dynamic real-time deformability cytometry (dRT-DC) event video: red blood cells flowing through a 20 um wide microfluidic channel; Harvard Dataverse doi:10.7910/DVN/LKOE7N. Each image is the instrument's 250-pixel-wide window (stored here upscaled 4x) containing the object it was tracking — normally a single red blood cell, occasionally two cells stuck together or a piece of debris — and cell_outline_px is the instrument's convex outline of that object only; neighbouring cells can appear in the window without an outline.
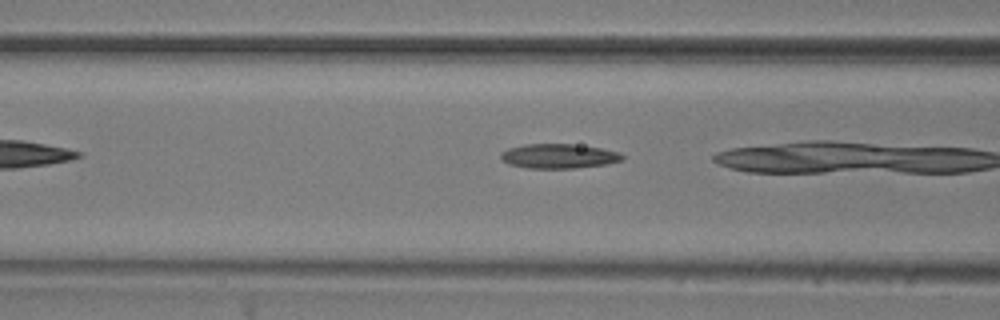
{"species": "common noctule bat (a hibernating species)", "species_latin": "Nyctalus noctula", "temperature_condition": "room temperature", "stored_images_in_passage": 9, "camera_frame_rate_fps": 3000, "um_per_image_px": 0.085, "animal": {"sex": "male", "body_mass_g": 20.5, "forearm_length_mm": 52.5}, "frame": {"image": 1, "passage_image": 7, "time_ms": 2.0, "image_size_px": [1000, 320], "cell_outline_px": [[624, 160], [608, 164], [576, 168], [524, 168], [508, 164], [500, 160], [500, 152], [508, 148], [524, 144], [572, 144], [600, 148], [620, 152], [624, 156]], "centroid_in_image_um": [47.47, 13.27], "position_along_channel_um": 119.1, "area_um2": 17.63}}